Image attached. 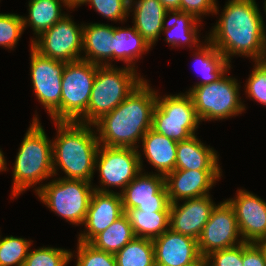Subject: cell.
I'll return each instance as SVG.
<instances>
[{"label": "cell", "instance_id": "cell-1", "mask_svg": "<svg viewBox=\"0 0 266 266\" xmlns=\"http://www.w3.org/2000/svg\"><path fill=\"white\" fill-rule=\"evenodd\" d=\"M255 0H228L208 39L228 62L241 55L266 60L265 22Z\"/></svg>", "mask_w": 266, "mask_h": 266}, {"label": "cell", "instance_id": "cell-2", "mask_svg": "<svg viewBox=\"0 0 266 266\" xmlns=\"http://www.w3.org/2000/svg\"><path fill=\"white\" fill-rule=\"evenodd\" d=\"M157 94L145 79L113 111L96 121L93 125L100 145L138 149L136 143L152 128Z\"/></svg>", "mask_w": 266, "mask_h": 266}, {"label": "cell", "instance_id": "cell-3", "mask_svg": "<svg viewBox=\"0 0 266 266\" xmlns=\"http://www.w3.org/2000/svg\"><path fill=\"white\" fill-rule=\"evenodd\" d=\"M54 123L57 138L52 141L53 176L59 167L66 174L64 179L92 182L100 145L94 125L72 121Z\"/></svg>", "mask_w": 266, "mask_h": 266}, {"label": "cell", "instance_id": "cell-4", "mask_svg": "<svg viewBox=\"0 0 266 266\" xmlns=\"http://www.w3.org/2000/svg\"><path fill=\"white\" fill-rule=\"evenodd\" d=\"M35 114L16 155L13 168L11 197L53 177L52 140H50Z\"/></svg>", "mask_w": 266, "mask_h": 266}, {"label": "cell", "instance_id": "cell-5", "mask_svg": "<svg viewBox=\"0 0 266 266\" xmlns=\"http://www.w3.org/2000/svg\"><path fill=\"white\" fill-rule=\"evenodd\" d=\"M144 80L131 67L98 66L87 112L78 122L93 125L103 115L113 111Z\"/></svg>", "mask_w": 266, "mask_h": 266}, {"label": "cell", "instance_id": "cell-6", "mask_svg": "<svg viewBox=\"0 0 266 266\" xmlns=\"http://www.w3.org/2000/svg\"><path fill=\"white\" fill-rule=\"evenodd\" d=\"M91 183L59 177L36 187L35 193L42 203L61 218L72 225H83L94 191Z\"/></svg>", "mask_w": 266, "mask_h": 266}, {"label": "cell", "instance_id": "cell-7", "mask_svg": "<svg viewBox=\"0 0 266 266\" xmlns=\"http://www.w3.org/2000/svg\"><path fill=\"white\" fill-rule=\"evenodd\" d=\"M237 79L223 76L216 82L192 87L188 94L193 100L200 121L223 120L245 111L240 99Z\"/></svg>", "mask_w": 266, "mask_h": 266}, {"label": "cell", "instance_id": "cell-8", "mask_svg": "<svg viewBox=\"0 0 266 266\" xmlns=\"http://www.w3.org/2000/svg\"><path fill=\"white\" fill-rule=\"evenodd\" d=\"M191 96L186 92L158 97L152 114V129L176 142L195 135L200 124Z\"/></svg>", "mask_w": 266, "mask_h": 266}, {"label": "cell", "instance_id": "cell-9", "mask_svg": "<svg viewBox=\"0 0 266 266\" xmlns=\"http://www.w3.org/2000/svg\"><path fill=\"white\" fill-rule=\"evenodd\" d=\"M98 66L82 59L66 63L62 74L61 121L78 122L86 114Z\"/></svg>", "mask_w": 266, "mask_h": 266}, {"label": "cell", "instance_id": "cell-10", "mask_svg": "<svg viewBox=\"0 0 266 266\" xmlns=\"http://www.w3.org/2000/svg\"><path fill=\"white\" fill-rule=\"evenodd\" d=\"M141 156L135 148L99 145L95 170H99L101 184L100 188L94 187V190L114 192L109 187H120L122 192L144 170Z\"/></svg>", "mask_w": 266, "mask_h": 266}, {"label": "cell", "instance_id": "cell-11", "mask_svg": "<svg viewBox=\"0 0 266 266\" xmlns=\"http://www.w3.org/2000/svg\"><path fill=\"white\" fill-rule=\"evenodd\" d=\"M30 47V75L36 98L54 122L61 121L62 74L66 62L43 56Z\"/></svg>", "mask_w": 266, "mask_h": 266}, {"label": "cell", "instance_id": "cell-12", "mask_svg": "<svg viewBox=\"0 0 266 266\" xmlns=\"http://www.w3.org/2000/svg\"><path fill=\"white\" fill-rule=\"evenodd\" d=\"M83 25H76L67 14L38 37L32 38L31 46L41 55L55 60L66 63L80 60Z\"/></svg>", "mask_w": 266, "mask_h": 266}, {"label": "cell", "instance_id": "cell-13", "mask_svg": "<svg viewBox=\"0 0 266 266\" xmlns=\"http://www.w3.org/2000/svg\"><path fill=\"white\" fill-rule=\"evenodd\" d=\"M240 236L234 209L225 200L211 211L197 239L199 252L202 257H206L213 251L234 247L244 242Z\"/></svg>", "mask_w": 266, "mask_h": 266}, {"label": "cell", "instance_id": "cell-14", "mask_svg": "<svg viewBox=\"0 0 266 266\" xmlns=\"http://www.w3.org/2000/svg\"><path fill=\"white\" fill-rule=\"evenodd\" d=\"M123 209L170 212L165 177L142 171L120 192Z\"/></svg>", "mask_w": 266, "mask_h": 266}, {"label": "cell", "instance_id": "cell-15", "mask_svg": "<svg viewBox=\"0 0 266 266\" xmlns=\"http://www.w3.org/2000/svg\"><path fill=\"white\" fill-rule=\"evenodd\" d=\"M227 201L234 209L244 242L258 243L266 236V202L263 199L239 189L236 198Z\"/></svg>", "mask_w": 266, "mask_h": 266}, {"label": "cell", "instance_id": "cell-16", "mask_svg": "<svg viewBox=\"0 0 266 266\" xmlns=\"http://www.w3.org/2000/svg\"><path fill=\"white\" fill-rule=\"evenodd\" d=\"M222 170H174L165 176L170 204L209 195Z\"/></svg>", "mask_w": 266, "mask_h": 266}, {"label": "cell", "instance_id": "cell-17", "mask_svg": "<svg viewBox=\"0 0 266 266\" xmlns=\"http://www.w3.org/2000/svg\"><path fill=\"white\" fill-rule=\"evenodd\" d=\"M119 192L94 190L83 225L85 231L79 234L78 241L90 242L97 234L107 229L124 214Z\"/></svg>", "mask_w": 266, "mask_h": 266}, {"label": "cell", "instance_id": "cell-18", "mask_svg": "<svg viewBox=\"0 0 266 266\" xmlns=\"http://www.w3.org/2000/svg\"><path fill=\"white\" fill-rule=\"evenodd\" d=\"M152 242L155 266H187L202 257L196 239L170 228Z\"/></svg>", "mask_w": 266, "mask_h": 266}, {"label": "cell", "instance_id": "cell-19", "mask_svg": "<svg viewBox=\"0 0 266 266\" xmlns=\"http://www.w3.org/2000/svg\"><path fill=\"white\" fill-rule=\"evenodd\" d=\"M170 204L169 228L180 234L198 239L216 204L210 195L185 199Z\"/></svg>", "mask_w": 266, "mask_h": 266}, {"label": "cell", "instance_id": "cell-20", "mask_svg": "<svg viewBox=\"0 0 266 266\" xmlns=\"http://www.w3.org/2000/svg\"><path fill=\"white\" fill-rule=\"evenodd\" d=\"M131 9L133 26L152 47L165 27L169 11L159 0H130L129 12H133Z\"/></svg>", "mask_w": 266, "mask_h": 266}, {"label": "cell", "instance_id": "cell-21", "mask_svg": "<svg viewBox=\"0 0 266 266\" xmlns=\"http://www.w3.org/2000/svg\"><path fill=\"white\" fill-rule=\"evenodd\" d=\"M113 30L114 27L108 24H84L82 50L85 52V56H82L81 59L99 66L112 65V59L114 61ZM110 60L111 62H109Z\"/></svg>", "mask_w": 266, "mask_h": 266}, {"label": "cell", "instance_id": "cell-22", "mask_svg": "<svg viewBox=\"0 0 266 266\" xmlns=\"http://www.w3.org/2000/svg\"><path fill=\"white\" fill-rule=\"evenodd\" d=\"M217 152L197 135L177 143L175 170H222Z\"/></svg>", "mask_w": 266, "mask_h": 266}, {"label": "cell", "instance_id": "cell-23", "mask_svg": "<svg viewBox=\"0 0 266 266\" xmlns=\"http://www.w3.org/2000/svg\"><path fill=\"white\" fill-rule=\"evenodd\" d=\"M141 141L145 158L157 170L158 174L165 177L175 170L178 142L154 131L152 128L145 133Z\"/></svg>", "mask_w": 266, "mask_h": 266}, {"label": "cell", "instance_id": "cell-24", "mask_svg": "<svg viewBox=\"0 0 266 266\" xmlns=\"http://www.w3.org/2000/svg\"><path fill=\"white\" fill-rule=\"evenodd\" d=\"M172 15V16H169ZM169 20L165 24L162 32L167 34L165 40L167 43L172 45V47L187 45L192 49V45L198 47L200 39L198 36V24L201 23L192 14L183 13L179 11L169 12ZM200 22V23H199Z\"/></svg>", "mask_w": 266, "mask_h": 266}, {"label": "cell", "instance_id": "cell-25", "mask_svg": "<svg viewBox=\"0 0 266 266\" xmlns=\"http://www.w3.org/2000/svg\"><path fill=\"white\" fill-rule=\"evenodd\" d=\"M114 60L123 61L127 67L135 69L136 61L152 47L137 32L135 27H114ZM137 59V60H136Z\"/></svg>", "mask_w": 266, "mask_h": 266}, {"label": "cell", "instance_id": "cell-26", "mask_svg": "<svg viewBox=\"0 0 266 266\" xmlns=\"http://www.w3.org/2000/svg\"><path fill=\"white\" fill-rule=\"evenodd\" d=\"M68 8L66 0H29L28 17H23L24 29L30 26L38 37L42 32L51 28L65 15L62 13V5Z\"/></svg>", "mask_w": 266, "mask_h": 266}, {"label": "cell", "instance_id": "cell-27", "mask_svg": "<svg viewBox=\"0 0 266 266\" xmlns=\"http://www.w3.org/2000/svg\"><path fill=\"white\" fill-rule=\"evenodd\" d=\"M204 42L206 43L203 46L199 45L194 54L195 63L200 67L198 72L202 74L203 79L193 87L216 82L231 69V64L224 55L208 39Z\"/></svg>", "mask_w": 266, "mask_h": 266}, {"label": "cell", "instance_id": "cell-28", "mask_svg": "<svg viewBox=\"0 0 266 266\" xmlns=\"http://www.w3.org/2000/svg\"><path fill=\"white\" fill-rule=\"evenodd\" d=\"M136 237L154 239L169 229L170 212L124 209Z\"/></svg>", "mask_w": 266, "mask_h": 266}, {"label": "cell", "instance_id": "cell-29", "mask_svg": "<svg viewBox=\"0 0 266 266\" xmlns=\"http://www.w3.org/2000/svg\"><path fill=\"white\" fill-rule=\"evenodd\" d=\"M135 237L128 217L124 213L107 229L97 234L89 243L99 250L115 255Z\"/></svg>", "mask_w": 266, "mask_h": 266}, {"label": "cell", "instance_id": "cell-30", "mask_svg": "<svg viewBox=\"0 0 266 266\" xmlns=\"http://www.w3.org/2000/svg\"><path fill=\"white\" fill-rule=\"evenodd\" d=\"M117 266H155L152 239L135 237L116 254Z\"/></svg>", "mask_w": 266, "mask_h": 266}, {"label": "cell", "instance_id": "cell-31", "mask_svg": "<svg viewBox=\"0 0 266 266\" xmlns=\"http://www.w3.org/2000/svg\"><path fill=\"white\" fill-rule=\"evenodd\" d=\"M31 244L25 238L0 235V266H23Z\"/></svg>", "mask_w": 266, "mask_h": 266}, {"label": "cell", "instance_id": "cell-32", "mask_svg": "<svg viewBox=\"0 0 266 266\" xmlns=\"http://www.w3.org/2000/svg\"><path fill=\"white\" fill-rule=\"evenodd\" d=\"M67 249L54 247H41L30 250L23 266H66L73 257Z\"/></svg>", "mask_w": 266, "mask_h": 266}, {"label": "cell", "instance_id": "cell-33", "mask_svg": "<svg viewBox=\"0 0 266 266\" xmlns=\"http://www.w3.org/2000/svg\"><path fill=\"white\" fill-rule=\"evenodd\" d=\"M76 266H117L114 254L99 250L89 242L77 244Z\"/></svg>", "mask_w": 266, "mask_h": 266}, {"label": "cell", "instance_id": "cell-34", "mask_svg": "<svg viewBox=\"0 0 266 266\" xmlns=\"http://www.w3.org/2000/svg\"><path fill=\"white\" fill-rule=\"evenodd\" d=\"M24 30L22 16L0 13V46L14 49Z\"/></svg>", "mask_w": 266, "mask_h": 266}, {"label": "cell", "instance_id": "cell-35", "mask_svg": "<svg viewBox=\"0 0 266 266\" xmlns=\"http://www.w3.org/2000/svg\"><path fill=\"white\" fill-rule=\"evenodd\" d=\"M246 94L250 99L266 105V60L255 61V66L247 79Z\"/></svg>", "mask_w": 266, "mask_h": 266}, {"label": "cell", "instance_id": "cell-36", "mask_svg": "<svg viewBox=\"0 0 266 266\" xmlns=\"http://www.w3.org/2000/svg\"><path fill=\"white\" fill-rule=\"evenodd\" d=\"M96 12L111 21H125L128 18L130 0H87Z\"/></svg>", "mask_w": 266, "mask_h": 266}, {"label": "cell", "instance_id": "cell-37", "mask_svg": "<svg viewBox=\"0 0 266 266\" xmlns=\"http://www.w3.org/2000/svg\"><path fill=\"white\" fill-rule=\"evenodd\" d=\"M206 262L208 266H243L242 243L211 252L206 256Z\"/></svg>", "mask_w": 266, "mask_h": 266}, {"label": "cell", "instance_id": "cell-38", "mask_svg": "<svg viewBox=\"0 0 266 266\" xmlns=\"http://www.w3.org/2000/svg\"><path fill=\"white\" fill-rule=\"evenodd\" d=\"M216 2V0H181L180 12L192 14L199 21H202V15L218 14Z\"/></svg>", "mask_w": 266, "mask_h": 266}, {"label": "cell", "instance_id": "cell-39", "mask_svg": "<svg viewBox=\"0 0 266 266\" xmlns=\"http://www.w3.org/2000/svg\"><path fill=\"white\" fill-rule=\"evenodd\" d=\"M242 262L243 266H266V254L258 243L243 242Z\"/></svg>", "mask_w": 266, "mask_h": 266}, {"label": "cell", "instance_id": "cell-40", "mask_svg": "<svg viewBox=\"0 0 266 266\" xmlns=\"http://www.w3.org/2000/svg\"><path fill=\"white\" fill-rule=\"evenodd\" d=\"M160 3L169 11V12H180V2L181 0H159Z\"/></svg>", "mask_w": 266, "mask_h": 266}, {"label": "cell", "instance_id": "cell-41", "mask_svg": "<svg viewBox=\"0 0 266 266\" xmlns=\"http://www.w3.org/2000/svg\"><path fill=\"white\" fill-rule=\"evenodd\" d=\"M86 1L87 0H66L69 9L77 8V6H81L86 3Z\"/></svg>", "mask_w": 266, "mask_h": 266}, {"label": "cell", "instance_id": "cell-42", "mask_svg": "<svg viewBox=\"0 0 266 266\" xmlns=\"http://www.w3.org/2000/svg\"><path fill=\"white\" fill-rule=\"evenodd\" d=\"M6 159H5V157H4V155H3V152H2V150H0V172H2V171H6Z\"/></svg>", "mask_w": 266, "mask_h": 266}, {"label": "cell", "instance_id": "cell-43", "mask_svg": "<svg viewBox=\"0 0 266 266\" xmlns=\"http://www.w3.org/2000/svg\"><path fill=\"white\" fill-rule=\"evenodd\" d=\"M207 262H206V257H201L198 261H196L195 263L189 264L187 266H206Z\"/></svg>", "mask_w": 266, "mask_h": 266}, {"label": "cell", "instance_id": "cell-44", "mask_svg": "<svg viewBox=\"0 0 266 266\" xmlns=\"http://www.w3.org/2000/svg\"><path fill=\"white\" fill-rule=\"evenodd\" d=\"M258 244L263 248L265 254H266V236L264 238H262Z\"/></svg>", "mask_w": 266, "mask_h": 266}, {"label": "cell", "instance_id": "cell-45", "mask_svg": "<svg viewBox=\"0 0 266 266\" xmlns=\"http://www.w3.org/2000/svg\"><path fill=\"white\" fill-rule=\"evenodd\" d=\"M264 11L266 12V0H264Z\"/></svg>", "mask_w": 266, "mask_h": 266}]
</instances>
